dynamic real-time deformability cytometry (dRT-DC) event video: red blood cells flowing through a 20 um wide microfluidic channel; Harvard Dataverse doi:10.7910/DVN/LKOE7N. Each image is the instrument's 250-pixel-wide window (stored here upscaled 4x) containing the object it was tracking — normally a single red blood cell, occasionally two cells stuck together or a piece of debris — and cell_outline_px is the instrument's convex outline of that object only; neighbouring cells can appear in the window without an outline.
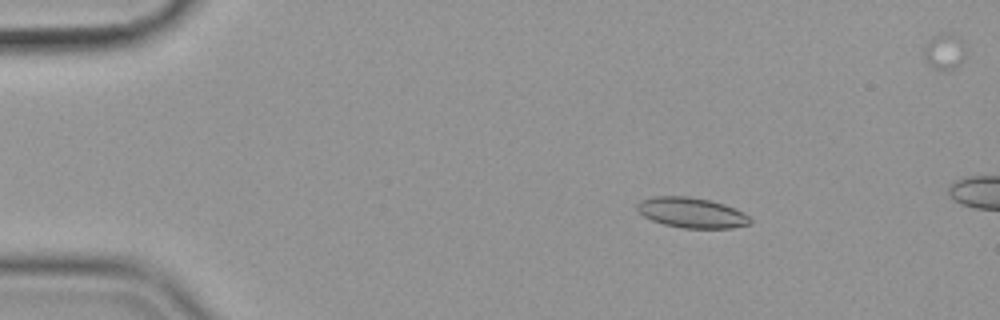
{"species": "common noctule bat (a hibernating species)", "species_latin": "Nyctalus noctula", "temperature_condition": "cold", "stored_images_in_passage": 11, "camera_frame_rate_fps": 3000, "um_per_image_px": 0.085, "animal": {"sex": "female", "body_mass_g": 19.9}, "frame": {"image": 1, "passage_image": 5, "time_ms": 1.333, "image_size_px": [1000, 320], "cell_outline_px": [[752, 224], [732, 228], [684, 228], [664, 224], [652, 220], [644, 216], [636, 208], [636, 204], [640, 200], [652, 196], [688, 196], [708, 200], [724, 204], [748, 216], [752, 220]], "centroid_in_image_um": [58.76, 18.08], "position_along_channel_um": 26.2, "area_um2": 19.83}}